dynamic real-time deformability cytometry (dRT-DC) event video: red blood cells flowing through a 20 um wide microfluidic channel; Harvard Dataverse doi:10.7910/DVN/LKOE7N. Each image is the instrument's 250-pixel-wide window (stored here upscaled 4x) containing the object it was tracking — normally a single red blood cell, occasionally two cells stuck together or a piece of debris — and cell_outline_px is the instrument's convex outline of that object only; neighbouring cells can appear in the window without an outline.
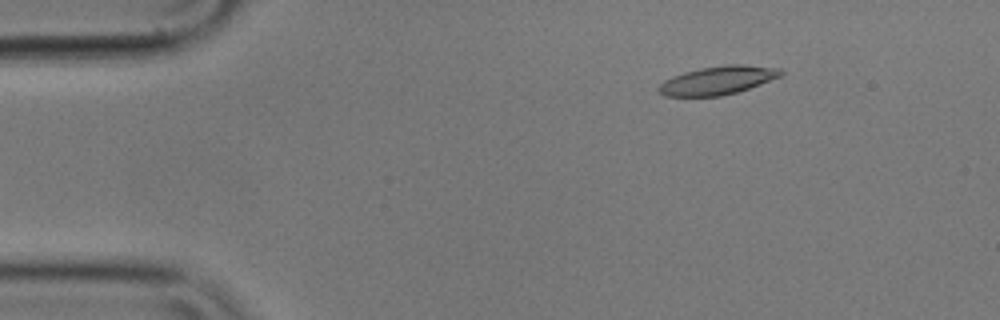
{"species": "common noctule bat (a hibernating species)", "species_latin": "Nyctalus noctula", "temperature_condition": "cold", "stored_images_in_passage": 4, "camera_frame_rate_fps": 3000, "um_per_image_px": 0.085, "animal": {"sex": "male", "body_mass_g": 17.9}, "frame": {"image": 1, "passage_image": 2, "time_ms": 0.333, "image_size_px": [1000, 320], "cell_outline_px": [[784, 76], [736, 92], [720, 96], [664, 96], [656, 88], [664, 80], [672, 76], [684, 72], [700, 68], [728, 64], [740, 64], [780, 68], [784, 72]], "centroid_in_image_um": [61.03, 6.82], "position_along_channel_um": 24.0, "area_um2": 20.29}}